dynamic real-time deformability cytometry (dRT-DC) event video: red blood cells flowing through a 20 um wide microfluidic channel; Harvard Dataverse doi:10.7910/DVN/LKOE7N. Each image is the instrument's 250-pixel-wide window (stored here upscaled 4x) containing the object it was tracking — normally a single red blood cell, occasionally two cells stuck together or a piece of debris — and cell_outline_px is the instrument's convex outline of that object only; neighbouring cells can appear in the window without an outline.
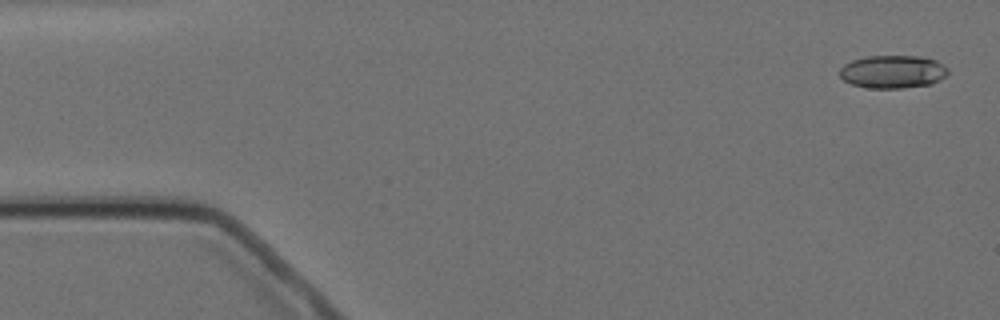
{"species": "Egyptian fruit bat (a non-hibernating species)", "species_latin": "Rousettus aegyptiacus", "temperature_condition": "cold", "stored_images_in_passage": 5, "camera_frame_rate_fps": 3000, "um_per_image_px": 0.085, "animal": {"sex": "female"}, "frame": {"image": 1, "passage_image": 1, "time_ms": 0.0, "image_size_px": [1000, 320], "cell_outline_px": [[948, 72], [940, 80], [932, 84], [904, 88], [868, 88], [852, 84], [844, 80], [840, 76], [840, 68], [844, 64], [852, 60], [868, 56], [920, 56], [936, 60], [944, 64], [948, 68]], "centroid_in_image_um": [75.9, 6.09], "position_along_channel_um": 9.1, "area_um2": 20.92}}
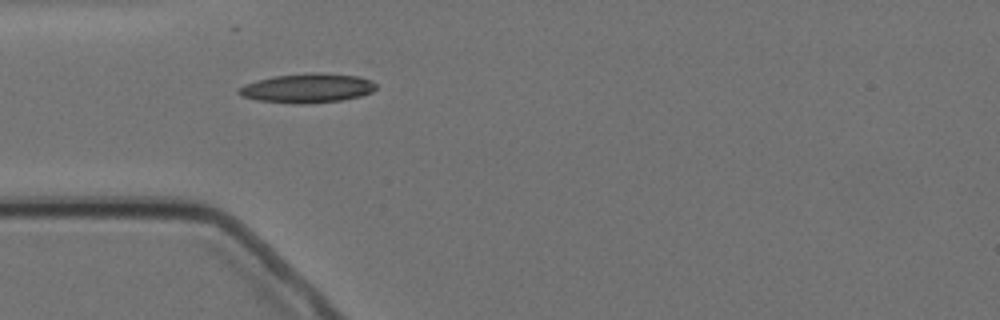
{"frame": {"image": 2, "passage_image": 5, "time_ms": 4.667, "image_size_px": [1000, 320], "cell_outline_px": [[376, 88], [372, 92], [360, 96], [340, 100], [304, 104], [292, 104], [256, 100], [240, 96], [236, 92], [236, 88], [244, 84], [276, 76], [312, 72], [316, 72], [356, 76], [372, 80], [376, 84]], "centroid_in_image_um": [26.09, 7.5], "position_along_channel_um": 58.9, "area_um2": 23.47}}